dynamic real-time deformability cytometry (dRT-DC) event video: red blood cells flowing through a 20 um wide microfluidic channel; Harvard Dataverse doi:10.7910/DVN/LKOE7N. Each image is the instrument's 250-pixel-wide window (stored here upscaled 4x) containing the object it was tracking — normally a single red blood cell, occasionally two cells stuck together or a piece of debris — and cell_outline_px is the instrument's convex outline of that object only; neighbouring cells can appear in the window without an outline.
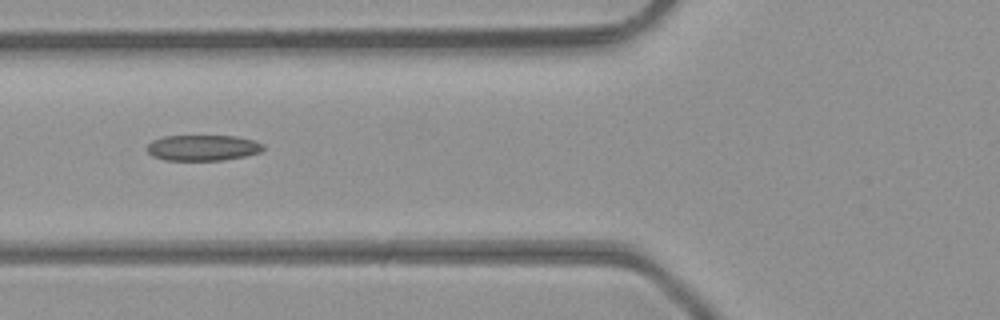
{"species": "common noctule bat (a hibernating species)", "species_latin": "Nyctalus noctula", "temperature_condition": "room temperature", "stored_images_in_passage": 5, "camera_frame_rate_fps": 3000, "um_per_image_px": 0.085, "animal": {"sex": "male", "body_mass_g": 23.1, "forearm_length_mm": 52.7}, "frame": {"image": 1, "passage_image": 4, "time_ms": 1.0, "image_size_px": [1000, 320], "cell_outline_px": [[264, 148], [260, 152], [244, 156], [224, 160], [164, 160], [152, 156], [144, 148], [152, 140], [164, 136], [236, 136], [252, 140], [264, 144]], "centroid_in_image_um": [17.2, 12.56], "position_along_channel_um": 108.6, "area_um2": 17.51}}
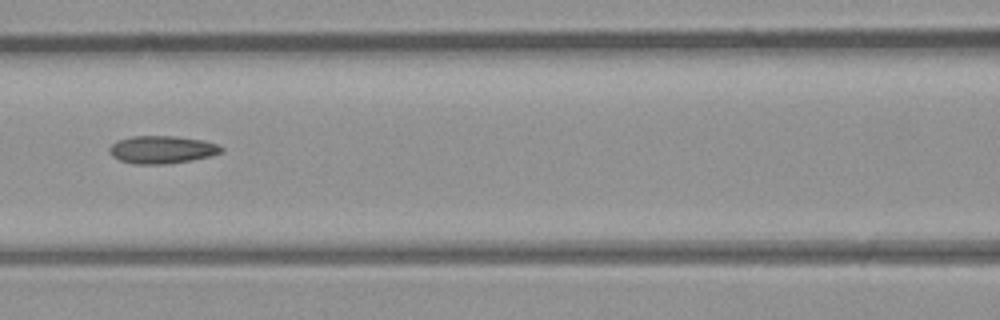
{"frame": {"image": 2, "passage_image": 5, "time_ms": 1.333, "image_size_px": [1000, 320], "cell_outline_px": [[224, 152], [212, 156], [192, 160], [168, 164], [132, 164], [120, 160], [112, 156], [108, 152], [108, 148], [116, 140], [132, 136], [176, 136], [204, 140], [216, 144], [224, 148]], "centroid_in_image_um": [13.77, 12.72], "position_along_channel_um": 152.8, "area_um2": 18.38}}